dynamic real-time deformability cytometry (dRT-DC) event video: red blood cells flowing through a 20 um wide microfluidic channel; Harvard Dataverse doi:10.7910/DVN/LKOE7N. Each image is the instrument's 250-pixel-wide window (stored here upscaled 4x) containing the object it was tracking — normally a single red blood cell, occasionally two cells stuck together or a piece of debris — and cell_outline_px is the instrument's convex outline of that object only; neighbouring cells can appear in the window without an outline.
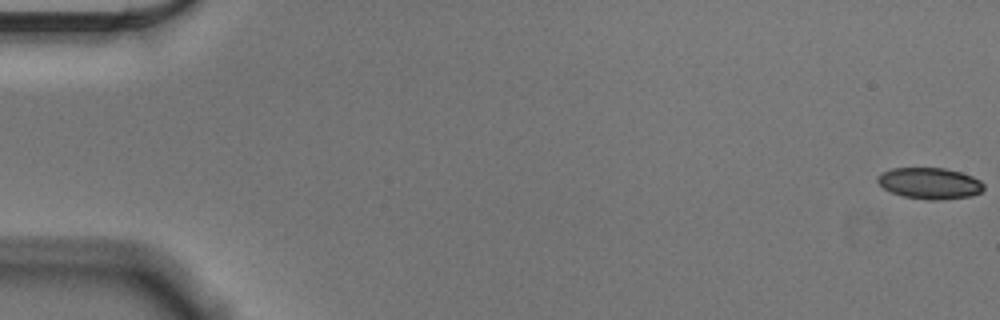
{"species": "Egyptian fruit bat (a non-hibernating species)", "species_latin": "Rousettus aegyptiacus", "temperature_condition": "cold", "stored_images_in_passage": 56, "camera_frame_rate_fps": 3000, "um_per_image_px": 0.085, "animal": {"sex": "male"}, "frame": {"image": 1, "passage_image": 1, "time_ms": 0.0, "image_size_px": [1000, 320], "cell_outline_px": [[984, 188], [980, 192], [972, 196], [936, 200], [928, 200], [904, 196], [892, 192], [884, 188], [876, 180], [876, 176], [880, 172], [892, 168], [944, 168], [960, 172], [972, 176], [980, 180], [984, 184]], "centroid_in_image_um": [79.01, 15.57], "position_along_channel_um": 6.0, "area_um2": 19.36}}
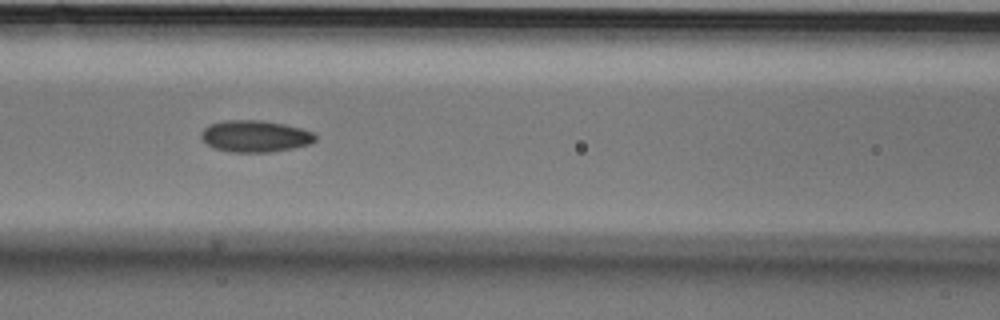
{"frame": {"image": 2, "passage_image": 25, "time_ms": 8.0, "image_size_px": [1000, 320], "cell_outline_px": [[316, 140], [308, 144], [292, 148], [268, 152], [228, 152], [216, 148], [208, 144], [200, 136], [200, 132], [208, 124], [224, 120], [260, 120], [284, 124], [300, 128], [312, 132], [316, 136]], "centroid_in_image_um": [21.65, 11.57], "position_along_channel_um": 145.0, "area_um2": 20.98}}
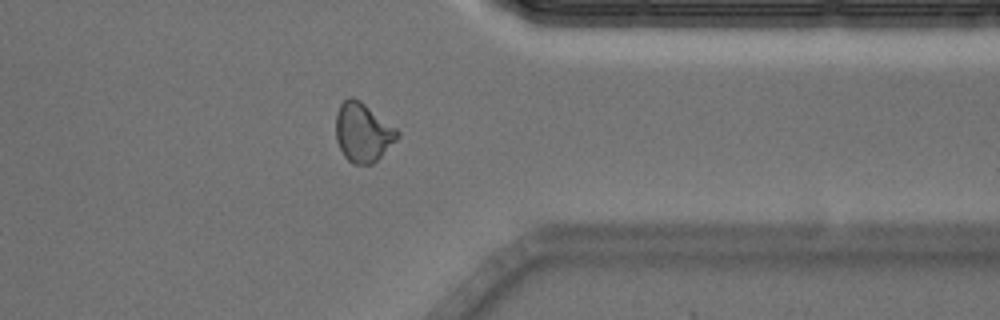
{"frame": {"image": 3, "passage_image": 45, "time_ms": 14.667, "image_size_px": [1000, 320], "cell_outline_px": [[400, 136], [372, 164], [352, 164], [344, 156], [336, 140], [336, 112], [340, 104], [348, 96], [352, 96], [360, 100], [396, 128], [400, 132]], "centroid_in_image_um": [30.82, 11.23], "position_along_channel_um": 380.6, "area_um2": 21.1}, "authors_computed_cell_mechanics": {"area_um2": 20.3456, "velocity_mm_per_s": 3.6293, "shape_relaxation_time_tau1_ms": 5.6265, "shape_relaxation_time_tau2_ms": 3.1719, "deformation_change_tau1": 0.1131, "deformation_change_tau2": 0.0705}}